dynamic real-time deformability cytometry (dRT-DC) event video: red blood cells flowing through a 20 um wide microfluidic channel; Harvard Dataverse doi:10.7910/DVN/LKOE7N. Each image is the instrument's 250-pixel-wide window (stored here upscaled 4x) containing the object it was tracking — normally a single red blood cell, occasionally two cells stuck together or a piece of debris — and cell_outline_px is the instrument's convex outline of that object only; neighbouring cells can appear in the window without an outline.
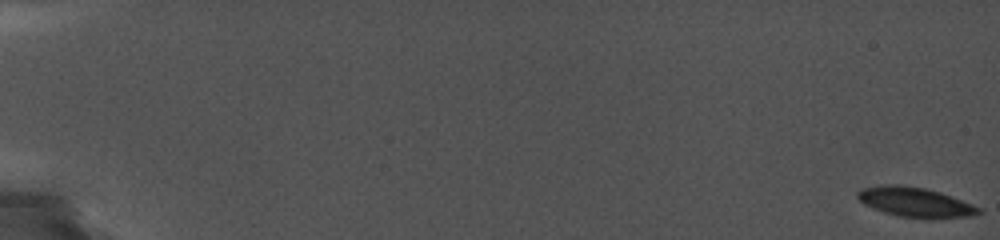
{"species": "common noctule bat (a hibernating species)", "species_latin": "Nyctalus noctula", "temperature_condition": "cold", "stored_images_in_passage": 41, "camera_frame_rate_fps": 5000, "um_per_image_px": 0.085, "animal": {"sex": "female", "body_mass_g": 19.0, "forearm_length_mm": 56.7}, "frame": {"image": 1, "passage_image": 1, "time_ms": 0.0, "image_size_px": [1000, 240], "cell_outline_px": [[984, 212], [972, 216], [900, 216], [884, 212], [872, 208], [864, 204], [856, 196], [856, 192], [860, 188], [880, 184], [900, 184], [924, 188], [940, 192], [952, 196], [972, 204], [980, 208]], "centroid_in_image_um": [77.72, 17.13], "position_along_channel_um": 7.3, "area_um2": 20.46}}
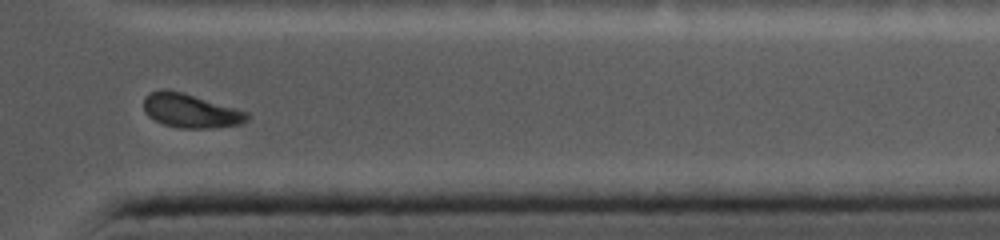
{"frame": {"image": 2, "passage_image": 38, "time_ms": 16.0, "image_size_px": [1000, 240], "cell_outline_px": [[248, 120], [240, 124], [212, 128], [180, 128], [164, 124], [148, 116], [144, 112], [144, 96], [148, 92], [160, 88], [168, 88], [184, 92], [248, 112]], "centroid_in_image_um": [16.15, 9.38], "position_along_channel_um": 395.3, "area_um2": 20.69}}
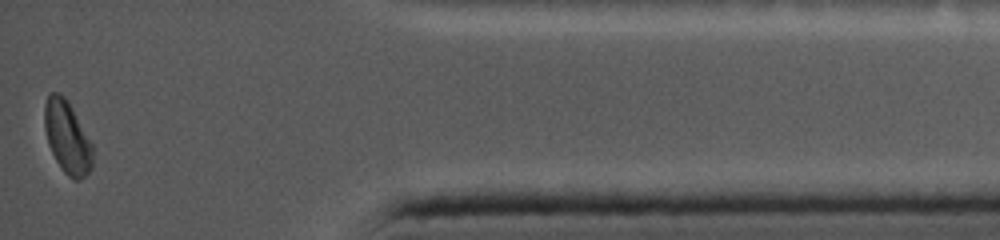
{"frame": {"image": 3, "passage_image": 41, "time_ms": 17.6, "image_size_px": [1000, 240], "cell_outline_px": [[92, 168], [80, 180], [72, 180], [60, 168], [48, 144], [44, 128], [44, 104], [48, 96], [52, 92], [60, 92], [68, 100], [92, 144]], "centroid_in_image_um": [5.7, 11.66], "position_along_channel_um": 429.5, "area_um2": 20.4}, "authors_computed_cell_mechanics": {"area_um2": 21.0392, "velocity_mm_per_s": 3.719, "shape_relaxation_time_tau1_ms": null, "shape_relaxation_time_tau2_ms": 4.5072, "deformation_change_tau1": null, "deformation_change_tau2": 0.0502}}